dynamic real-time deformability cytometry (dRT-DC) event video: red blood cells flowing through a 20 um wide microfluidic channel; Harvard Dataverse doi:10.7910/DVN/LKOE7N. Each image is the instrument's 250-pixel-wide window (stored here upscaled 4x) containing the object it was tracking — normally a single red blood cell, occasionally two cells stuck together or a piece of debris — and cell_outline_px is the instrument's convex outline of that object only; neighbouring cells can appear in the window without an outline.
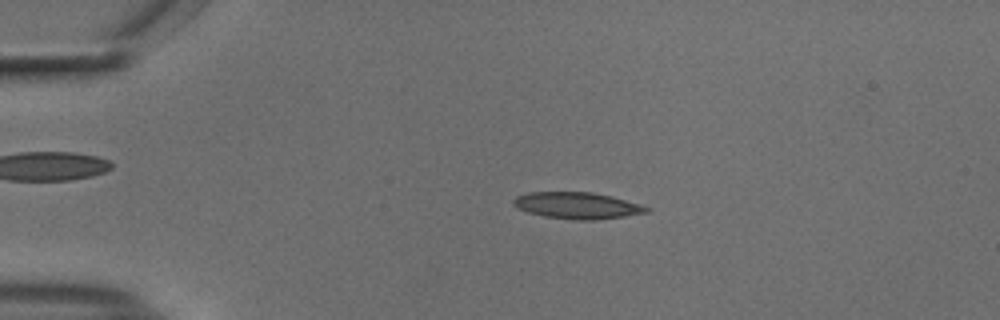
{"species": "common noctule bat (a hibernating species)", "species_latin": "Nyctalus noctula", "temperature_condition": "cold", "stored_images_in_passage": 53, "camera_frame_rate_fps": 3000, "um_per_image_px": 0.085, "animal": {"sex": "male", "body_mass_g": 18.8}, "frame": {"image": 1, "passage_image": 11, "time_ms": 3.333, "image_size_px": [1000, 320], "cell_outline_px": [[652, 208], [648, 212], [624, 216], [596, 220], [572, 220], [544, 216], [528, 212], [516, 208], [512, 204], [512, 200], [516, 196], [528, 192], [592, 192], [612, 196], [640, 204]], "centroid_in_image_um": [49.05, 17.47], "position_along_channel_um": 36.0, "area_um2": 20.75}}
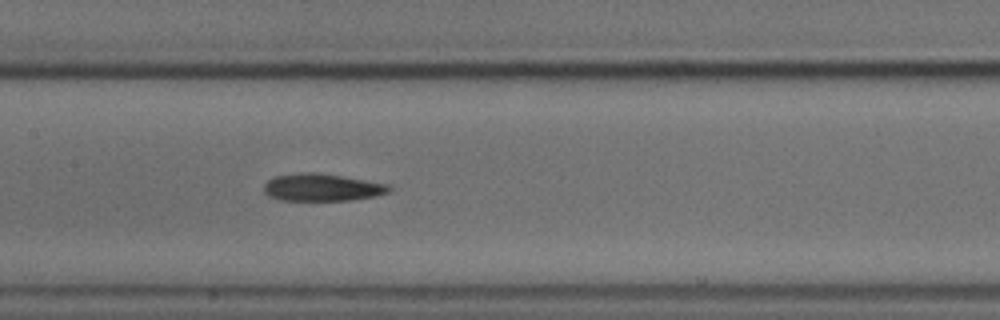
{"frame": {"image": 2, "passage_image": 26, "time_ms": 8.333, "image_size_px": [1000, 320], "cell_outline_px": [[392, 188], [388, 192], [372, 196], [348, 200], [280, 200], [268, 196], [264, 192], [264, 184], [268, 180], [276, 176], [300, 172], [316, 172], [344, 176], [388, 184]], "centroid_in_image_um": [27.33, 15.92], "position_along_channel_um": 180.1, "area_um2": 19.88}}
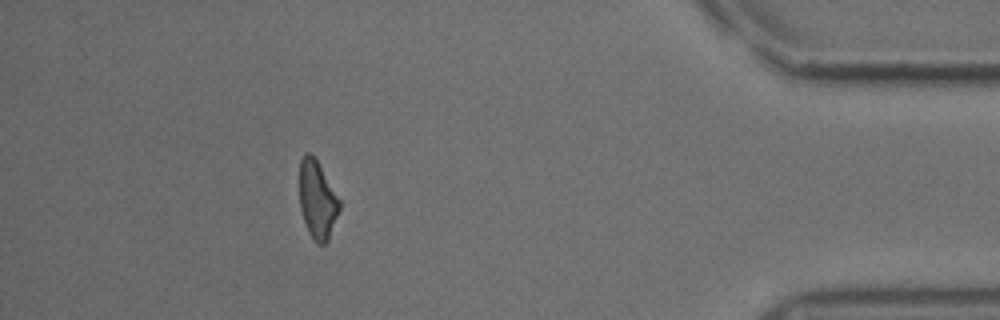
{"frame": {"image": 3, "passage_image": 48, "time_ms": 15.667, "image_size_px": [1000, 320], "cell_outline_px": [[340, 208], [328, 240], [324, 244], [316, 244], [308, 232], [300, 208], [300, 160], [304, 152], [308, 152], [316, 160], [340, 200]], "centroid_in_image_um": [26.96, 17.01], "position_along_channel_um": 408.2, "area_um2": 17.86}, "authors_computed_cell_mechanics": {"area_um2": 20.1144, "velocity_mm_per_s": 3.7368, "shape_relaxation_time_tau1_ms": 6.2445, "shape_relaxation_time_tau2_ms": null, "deformation_change_tau1": 0.1572, "deformation_change_tau2": null}}